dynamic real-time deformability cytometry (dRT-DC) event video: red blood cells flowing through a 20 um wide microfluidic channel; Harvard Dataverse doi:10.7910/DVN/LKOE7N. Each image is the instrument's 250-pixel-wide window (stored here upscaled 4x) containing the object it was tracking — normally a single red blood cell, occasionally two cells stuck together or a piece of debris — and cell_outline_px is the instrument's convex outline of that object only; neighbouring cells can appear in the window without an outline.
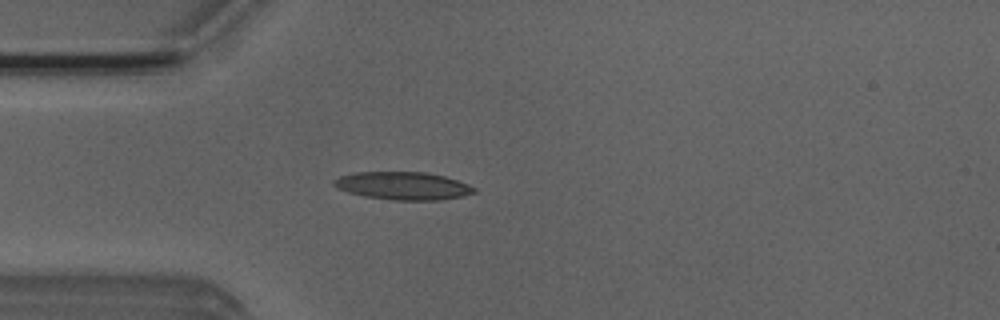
{"species": "Egyptian fruit bat (a non-hibernating species)", "species_latin": "Rousettus aegyptiacus", "temperature_condition": "room temperature", "stored_images_in_passage": 39, "camera_frame_rate_fps": 3000, "um_per_image_px": 0.085, "animal": {"sex": "male"}, "frame": {"image": 1, "passage_image": 2, "time_ms": 0.333, "image_size_px": [1000, 320], "cell_outline_px": [[476, 192], [464, 196], [440, 200], [392, 200], [364, 196], [348, 192], [336, 188], [332, 184], [332, 180], [340, 176], [352, 172], [424, 172], [444, 176], [468, 184], [476, 188]], "centroid_in_image_um": [34.23, 15.79], "position_along_channel_um": 50.8, "area_um2": 22.89}}
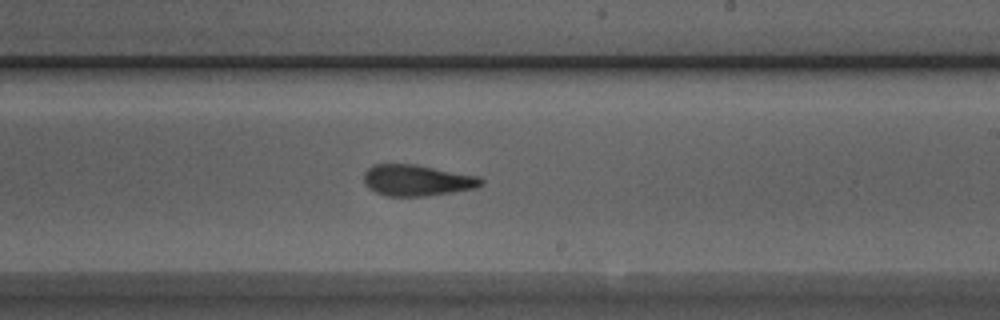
{"frame": {"image": 2, "passage_image": 18, "time_ms": 5.667, "image_size_px": [1000, 320], "cell_outline_px": [[484, 184], [476, 188], [452, 192], [424, 196], [384, 196], [368, 188], [364, 184], [364, 172], [372, 164], [412, 164], [480, 176], [484, 180]], "centroid_in_image_um": [35.44, 15.33], "position_along_channel_um": 253.6, "area_um2": 21.39}}
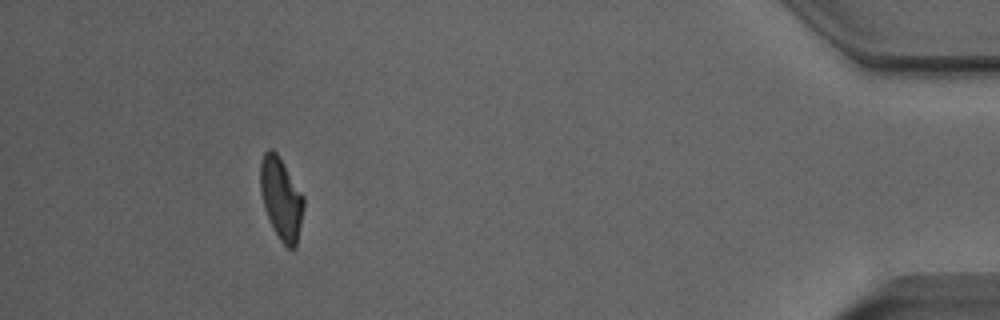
{"frame": {"image": 3, "passage_image": 35, "time_ms": 11.333, "image_size_px": [1000, 320], "cell_outline_px": [[304, 208], [296, 248], [288, 248], [280, 240], [264, 208], [260, 192], [260, 164], [264, 152], [268, 148], [272, 148], [276, 152], [304, 196]], "centroid_in_image_um": [23.9, 16.86], "position_along_channel_um": 411.3, "area_um2": 20.58}, "authors_computed_cell_mechanics": {"area_um2": 21.2704, "velocity_mm_per_s": 3.9607, "shape_relaxation_time_tau1_ms": 9.6492, "shape_relaxation_time_tau2_ms": 2.4076, "deformation_change_tau1": 0.2457, "deformation_change_tau2": 0.1137}}